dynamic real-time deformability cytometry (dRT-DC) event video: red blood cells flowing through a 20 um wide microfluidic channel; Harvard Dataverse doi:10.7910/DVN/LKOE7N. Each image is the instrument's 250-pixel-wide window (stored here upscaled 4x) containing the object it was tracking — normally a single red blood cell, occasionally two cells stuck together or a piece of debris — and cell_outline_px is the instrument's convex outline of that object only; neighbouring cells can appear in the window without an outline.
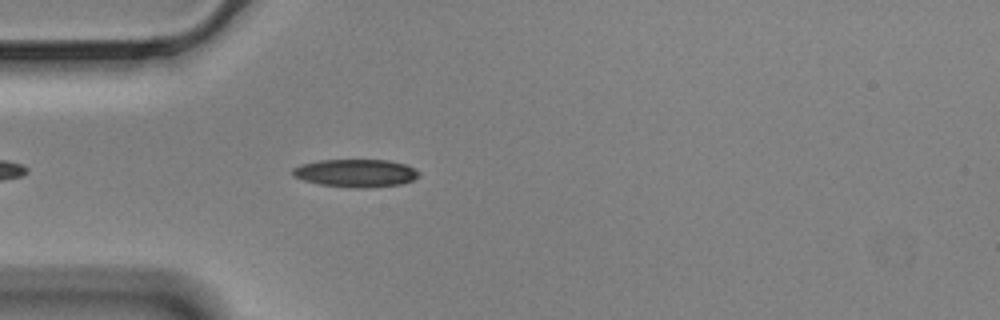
{"species": "Egyptian fruit bat (a non-hibernating species)", "species_latin": "Rousettus aegyptiacus", "temperature_condition": "cold", "stored_images_in_passage": 13, "camera_frame_rate_fps": 3000, "um_per_image_px": 0.085, "animal": {"sex": "male"}, "frame": {"image": 1, "passage_image": 6, "time_ms": 1.667, "image_size_px": [1000, 320], "cell_outline_px": [[420, 176], [412, 180], [400, 184], [368, 188], [348, 188], [320, 184], [304, 180], [292, 176], [292, 168], [300, 164], [320, 160], [388, 160], [404, 164], [420, 172]], "centroid_in_image_um": [30.21, 14.72], "position_along_channel_um": 54.8, "area_um2": 20.58}}
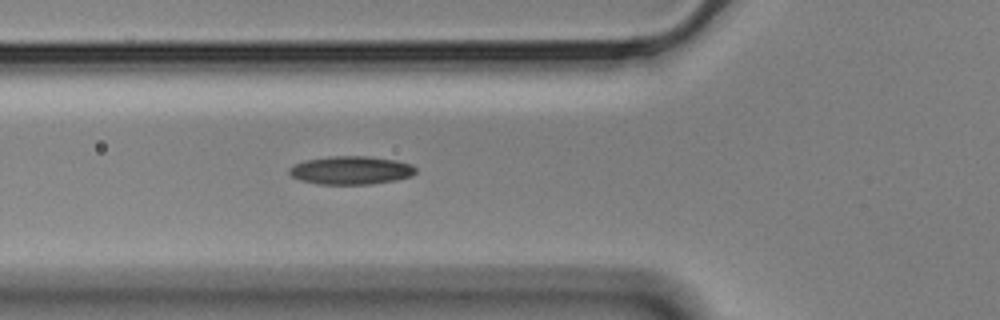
{"frame": {"image": 2, "passage_image": 10, "time_ms": 3.0, "image_size_px": [1000, 320], "cell_outline_px": [[416, 172], [412, 176], [396, 180], [372, 184], [316, 184], [300, 180], [292, 176], [288, 172], [288, 168], [292, 164], [304, 160], [328, 156], [368, 156], [396, 160], [412, 164], [416, 168]], "centroid_in_image_um": [29.81, 14.47], "position_along_channel_um": 96.0, "area_um2": 21.15}}